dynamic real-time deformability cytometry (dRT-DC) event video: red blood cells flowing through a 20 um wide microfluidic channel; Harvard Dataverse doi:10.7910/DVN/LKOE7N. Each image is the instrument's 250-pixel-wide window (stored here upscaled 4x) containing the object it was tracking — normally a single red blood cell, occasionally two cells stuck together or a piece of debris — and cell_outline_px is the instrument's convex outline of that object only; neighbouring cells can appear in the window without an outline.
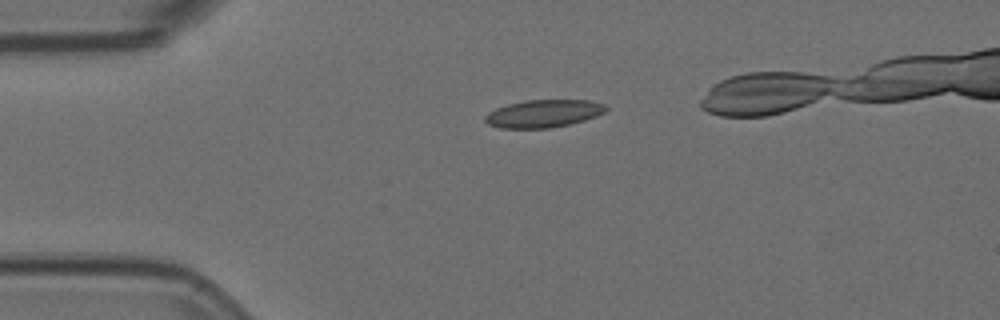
{"species": "Egyptian fruit bat (a non-hibernating species)", "species_latin": "Rousettus aegyptiacus", "temperature_condition": "room temperature", "stored_images_in_passage": 5, "camera_frame_rate_fps": 3000, "um_per_image_px": 0.085, "animal": {"sex": "female"}, "frame": {"image": 1, "passage_image": 3, "time_ms": 0.667, "image_size_px": [1000, 320], "cell_outline_px": [[608, 108], [604, 112], [596, 116], [584, 120], [552, 128], [500, 128], [488, 124], [484, 120], [484, 116], [488, 112], [496, 108], [508, 104], [524, 100], [588, 100], [604, 104]], "centroid_in_image_um": [46.17, 9.65], "position_along_channel_um": 38.8, "area_um2": 19.48}}